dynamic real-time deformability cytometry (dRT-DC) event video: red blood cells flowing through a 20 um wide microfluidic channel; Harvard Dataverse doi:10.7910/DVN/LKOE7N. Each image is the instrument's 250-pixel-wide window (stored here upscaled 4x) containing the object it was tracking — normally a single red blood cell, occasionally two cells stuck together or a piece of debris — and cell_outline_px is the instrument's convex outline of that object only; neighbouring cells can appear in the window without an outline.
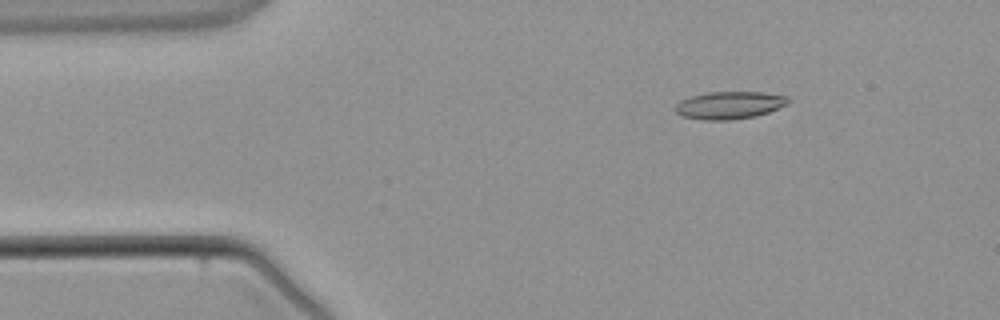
{"species": "common noctule bat (a hibernating species)", "species_latin": "Nyctalus noctula", "temperature_condition": "warm", "stored_images_in_passage": 4, "camera_frame_rate_fps": 3000, "um_per_image_px": 0.085, "animal": {"sex": "male", "body_mass_g": 21.5, "forearm_length_mm": 52.0}, "frame": {"image": 1, "passage_image": 4, "time_ms": 3.667, "image_size_px": [1000, 320], "cell_outline_px": [[792, 100], [788, 104], [768, 112], [756, 116], [728, 120], [704, 120], [684, 116], [676, 112], [676, 104], [680, 100], [692, 96], [708, 92], [760, 92], [788, 96]], "centroid_in_image_um": [62.04, 8.93], "position_along_channel_um": 23.0, "area_um2": 18.03}}